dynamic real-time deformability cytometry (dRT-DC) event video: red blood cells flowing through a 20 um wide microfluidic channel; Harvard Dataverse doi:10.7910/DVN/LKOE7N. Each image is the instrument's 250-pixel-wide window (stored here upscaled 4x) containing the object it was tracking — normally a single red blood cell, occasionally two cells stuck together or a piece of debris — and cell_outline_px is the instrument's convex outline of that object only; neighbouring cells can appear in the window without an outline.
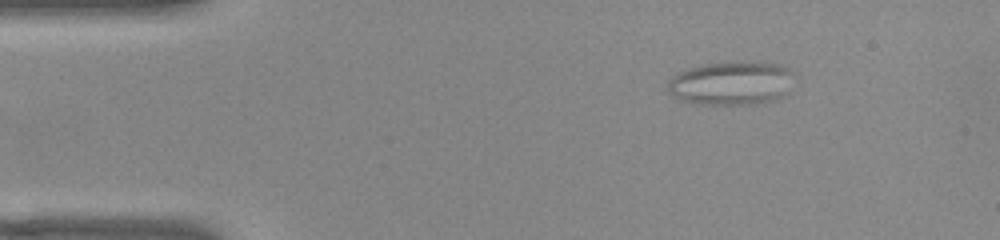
{"species": "common noctule bat (a hibernating species)", "species_latin": "Nyctalus noctula", "temperature_condition": "warm", "stored_images_in_passage": 44, "camera_frame_rate_fps": 3000, "um_per_image_px": 0.085, "animal": {"sex": "female", "body_mass_g": 22.0, "forearm_length_mm": 56.7}, "frame": {"image": 1, "passage_image": 1, "time_ms": 0.0, "image_size_px": [1000, 240], "cell_outline_px": [[796, 72], [788, 96], [776, 100], [756, 104], [700, 104], [680, 100], [672, 96], [668, 92], [668, 80], [672, 76], [688, 68], [704, 64], [728, 60], [780, 64]], "centroid_in_image_um": [62.23, 7.06], "position_along_channel_um": 22.8, "area_um2": 33.18}}
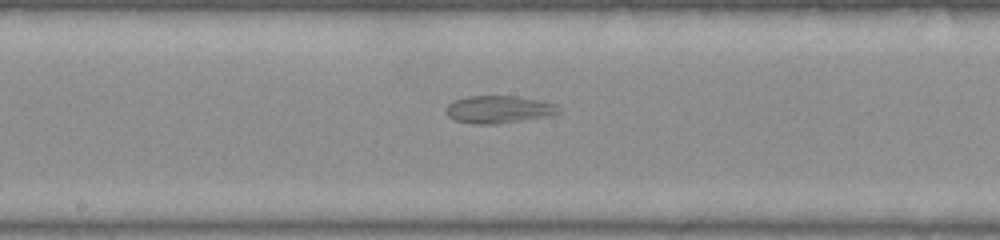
{"frame": {"image": 2, "passage_image": 21, "time_ms": 6.667, "image_size_px": [1000, 240], "cell_outline_px": [[560, 112], [548, 116], [524, 120], [496, 124], [476, 124], [456, 120], [448, 116], [448, 104], [456, 100], [468, 96], [512, 96], [540, 100], [556, 104], [560, 108]], "centroid_in_image_um": [42.44, 9.3], "position_along_channel_um": 205.8, "area_um2": 17.8}}
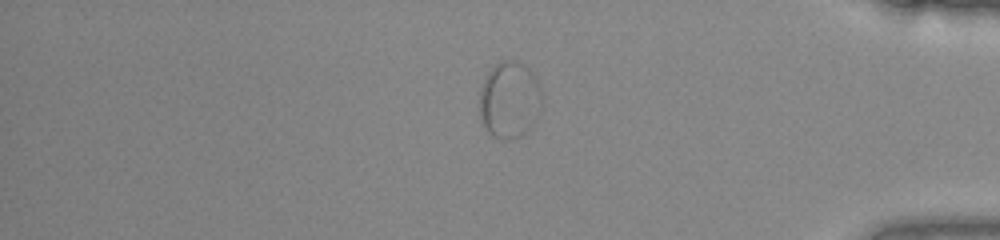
{"frame": {"image": 3, "passage_image": 38, "time_ms": 12.333, "image_size_px": [1000, 240], "cell_outline_px": [[540, 108], [536, 120], [520, 136], [492, 136], [484, 128], [480, 116], [480, 88], [488, 72], [496, 64], [504, 60], [516, 60], [524, 64], [536, 76], [540, 84]], "centroid_in_image_um": [43.3, 8.43], "position_along_channel_um": 391.9, "area_um2": 27.46}}